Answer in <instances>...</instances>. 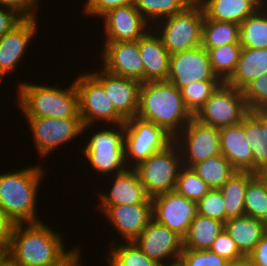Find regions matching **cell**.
I'll list each match as a JSON object with an SVG mask.
<instances>
[{
	"label": "cell",
	"instance_id": "3",
	"mask_svg": "<svg viewBox=\"0 0 267 266\" xmlns=\"http://www.w3.org/2000/svg\"><path fill=\"white\" fill-rule=\"evenodd\" d=\"M45 173L42 165L37 164L0 174V208L17 224L41 221L37 217L36 197Z\"/></svg>",
	"mask_w": 267,
	"mask_h": 266
},
{
	"label": "cell",
	"instance_id": "49",
	"mask_svg": "<svg viewBox=\"0 0 267 266\" xmlns=\"http://www.w3.org/2000/svg\"><path fill=\"white\" fill-rule=\"evenodd\" d=\"M226 266H252L248 256L236 260L227 261Z\"/></svg>",
	"mask_w": 267,
	"mask_h": 266
},
{
	"label": "cell",
	"instance_id": "42",
	"mask_svg": "<svg viewBox=\"0 0 267 266\" xmlns=\"http://www.w3.org/2000/svg\"><path fill=\"white\" fill-rule=\"evenodd\" d=\"M209 250L225 258L227 261L236 260L243 257V255L238 250L235 241L224 229L213 241Z\"/></svg>",
	"mask_w": 267,
	"mask_h": 266
},
{
	"label": "cell",
	"instance_id": "40",
	"mask_svg": "<svg viewBox=\"0 0 267 266\" xmlns=\"http://www.w3.org/2000/svg\"><path fill=\"white\" fill-rule=\"evenodd\" d=\"M197 214L226 222L224 199L219 189H211L196 203Z\"/></svg>",
	"mask_w": 267,
	"mask_h": 266
},
{
	"label": "cell",
	"instance_id": "20",
	"mask_svg": "<svg viewBox=\"0 0 267 266\" xmlns=\"http://www.w3.org/2000/svg\"><path fill=\"white\" fill-rule=\"evenodd\" d=\"M101 212L124 242L134 241L154 219L152 198L146 204L106 206Z\"/></svg>",
	"mask_w": 267,
	"mask_h": 266
},
{
	"label": "cell",
	"instance_id": "6",
	"mask_svg": "<svg viewBox=\"0 0 267 266\" xmlns=\"http://www.w3.org/2000/svg\"><path fill=\"white\" fill-rule=\"evenodd\" d=\"M124 138V124L106 125L88 137L89 141L82 146L84 148L81 149V154L85 156L94 173L98 172L99 176L105 177L107 174L114 175L128 168L125 161Z\"/></svg>",
	"mask_w": 267,
	"mask_h": 266
},
{
	"label": "cell",
	"instance_id": "1",
	"mask_svg": "<svg viewBox=\"0 0 267 266\" xmlns=\"http://www.w3.org/2000/svg\"><path fill=\"white\" fill-rule=\"evenodd\" d=\"M52 229V230H51ZM62 234L44 222L16 224L10 249L9 266H53L60 264L75 248L66 249Z\"/></svg>",
	"mask_w": 267,
	"mask_h": 266
},
{
	"label": "cell",
	"instance_id": "17",
	"mask_svg": "<svg viewBox=\"0 0 267 266\" xmlns=\"http://www.w3.org/2000/svg\"><path fill=\"white\" fill-rule=\"evenodd\" d=\"M134 242L143 253L159 264L180 257L183 251V238L154 219Z\"/></svg>",
	"mask_w": 267,
	"mask_h": 266
},
{
	"label": "cell",
	"instance_id": "5",
	"mask_svg": "<svg viewBox=\"0 0 267 266\" xmlns=\"http://www.w3.org/2000/svg\"><path fill=\"white\" fill-rule=\"evenodd\" d=\"M204 16L202 5L194 1L184 11L156 22L152 28H156L155 32L172 55L201 46Z\"/></svg>",
	"mask_w": 267,
	"mask_h": 266
},
{
	"label": "cell",
	"instance_id": "28",
	"mask_svg": "<svg viewBox=\"0 0 267 266\" xmlns=\"http://www.w3.org/2000/svg\"><path fill=\"white\" fill-rule=\"evenodd\" d=\"M223 229L220 220L196 214L183 238V249L208 250Z\"/></svg>",
	"mask_w": 267,
	"mask_h": 266
},
{
	"label": "cell",
	"instance_id": "22",
	"mask_svg": "<svg viewBox=\"0 0 267 266\" xmlns=\"http://www.w3.org/2000/svg\"><path fill=\"white\" fill-rule=\"evenodd\" d=\"M138 44L144 67V82L167 81L171 54L155 29L150 28L138 39Z\"/></svg>",
	"mask_w": 267,
	"mask_h": 266
},
{
	"label": "cell",
	"instance_id": "41",
	"mask_svg": "<svg viewBox=\"0 0 267 266\" xmlns=\"http://www.w3.org/2000/svg\"><path fill=\"white\" fill-rule=\"evenodd\" d=\"M187 266H226L227 260L211 250L183 249L180 255Z\"/></svg>",
	"mask_w": 267,
	"mask_h": 266
},
{
	"label": "cell",
	"instance_id": "45",
	"mask_svg": "<svg viewBox=\"0 0 267 266\" xmlns=\"http://www.w3.org/2000/svg\"><path fill=\"white\" fill-rule=\"evenodd\" d=\"M16 224L17 223L0 208V253L7 255Z\"/></svg>",
	"mask_w": 267,
	"mask_h": 266
},
{
	"label": "cell",
	"instance_id": "23",
	"mask_svg": "<svg viewBox=\"0 0 267 266\" xmlns=\"http://www.w3.org/2000/svg\"><path fill=\"white\" fill-rule=\"evenodd\" d=\"M221 154L237 171L253 173L252 149L245 136L243 120L235 125L220 128Z\"/></svg>",
	"mask_w": 267,
	"mask_h": 266
},
{
	"label": "cell",
	"instance_id": "24",
	"mask_svg": "<svg viewBox=\"0 0 267 266\" xmlns=\"http://www.w3.org/2000/svg\"><path fill=\"white\" fill-rule=\"evenodd\" d=\"M208 19L241 24L264 5L263 0H199Z\"/></svg>",
	"mask_w": 267,
	"mask_h": 266
},
{
	"label": "cell",
	"instance_id": "35",
	"mask_svg": "<svg viewBox=\"0 0 267 266\" xmlns=\"http://www.w3.org/2000/svg\"><path fill=\"white\" fill-rule=\"evenodd\" d=\"M242 46L230 43L216 48L206 49L214 73L222 82H226L234 73Z\"/></svg>",
	"mask_w": 267,
	"mask_h": 266
},
{
	"label": "cell",
	"instance_id": "29",
	"mask_svg": "<svg viewBox=\"0 0 267 266\" xmlns=\"http://www.w3.org/2000/svg\"><path fill=\"white\" fill-rule=\"evenodd\" d=\"M255 175L248 171H237L219 189L224 199L226 221L230 218L245 215V190L247 183Z\"/></svg>",
	"mask_w": 267,
	"mask_h": 266
},
{
	"label": "cell",
	"instance_id": "44",
	"mask_svg": "<svg viewBox=\"0 0 267 266\" xmlns=\"http://www.w3.org/2000/svg\"><path fill=\"white\" fill-rule=\"evenodd\" d=\"M39 3L40 0H0V6L16 11L23 18H37Z\"/></svg>",
	"mask_w": 267,
	"mask_h": 266
},
{
	"label": "cell",
	"instance_id": "4",
	"mask_svg": "<svg viewBox=\"0 0 267 266\" xmlns=\"http://www.w3.org/2000/svg\"><path fill=\"white\" fill-rule=\"evenodd\" d=\"M17 101L24 117L67 118L81 117L78 91L74 81L68 88L38 85L22 81L17 85Z\"/></svg>",
	"mask_w": 267,
	"mask_h": 266
},
{
	"label": "cell",
	"instance_id": "34",
	"mask_svg": "<svg viewBox=\"0 0 267 266\" xmlns=\"http://www.w3.org/2000/svg\"><path fill=\"white\" fill-rule=\"evenodd\" d=\"M194 0H136L135 7L151 25L184 11Z\"/></svg>",
	"mask_w": 267,
	"mask_h": 266
},
{
	"label": "cell",
	"instance_id": "10",
	"mask_svg": "<svg viewBox=\"0 0 267 266\" xmlns=\"http://www.w3.org/2000/svg\"><path fill=\"white\" fill-rule=\"evenodd\" d=\"M248 112L242 90L222 82L193 118L220 129L240 123Z\"/></svg>",
	"mask_w": 267,
	"mask_h": 266
},
{
	"label": "cell",
	"instance_id": "31",
	"mask_svg": "<svg viewBox=\"0 0 267 266\" xmlns=\"http://www.w3.org/2000/svg\"><path fill=\"white\" fill-rule=\"evenodd\" d=\"M191 168L211 189H220L237 172L222 154L198 162Z\"/></svg>",
	"mask_w": 267,
	"mask_h": 266
},
{
	"label": "cell",
	"instance_id": "32",
	"mask_svg": "<svg viewBox=\"0 0 267 266\" xmlns=\"http://www.w3.org/2000/svg\"><path fill=\"white\" fill-rule=\"evenodd\" d=\"M267 5L240 24V44L245 48H267Z\"/></svg>",
	"mask_w": 267,
	"mask_h": 266
},
{
	"label": "cell",
	"instance_id": "38",
	"mask_svg": "<svg viewBox=\"0 0 267 266\" xmlns=\"http://www.w3.org/2000/svg\"><path fill=\"white\" fill-rule=\"evenodd\" d=\"M175 190L187 199L197 203L211 188L192 168L183 166L179 171Z\"/></svg>",
	"mask_w": 267,
	"mask_h": 266
},
{
	"label": "cell",
	"instance_id": "27",
	"mask_svg": "<svg viewBox=\"0 0 267 266\" xmlns=\"http://www.w3.org/2000/svg\"><path fill=\"white\" fill-rule=\"evenodd\" d=\"M245 136L252 149L253 173L267 170V142L262 130V111H249L243 118Z\"/></svg>",
	"mask_w": 267,
	"mask_h": 266
},
{
	"label": "cell",
	"instance_id": "30",
	"mask_svg": "<svg viewBox=\"0 0 267 266\" xmlns=\"http://www.w3.org/2000/svg\"><path fill=\"white\" fill-rule=\"evenodd\" d=\"M230 43H240V25L208 19L202 25V48L211 49Z\"/></svg>",
	"mask_w": 267,
	"mask_h": 266
},
{
	"label": "cell",
	"instance_id": "8",
	"mask_svg": "<svg viewBox=\"0 0 267 266\" xmlns=\"http://www.w3.org/2000/svg\"><path fill=\"white\" fill-rule=\"evenodd\" d=\"M124 129V152L128 167H135L174 142V137L164 128L137 116L128 119Z\"/></svg>",
	"mask_w": 267,
	"mask_h": 266
},
{
	"label": "cell",
	"instance_id": "9",
	"mask_svg": "<svg viewBox=\"0 0 267 266\" xmlns=\"http://www.w3.org/2000/svg\"><path fill=\"white\" fill-rule=\"evenodd\" d=\"M74 80L78 91L79 114L84 128L89 129L96 122L106 125L124 124L126 121L117 113L103 86L88 72Z\"/></svg>",
	"mask_w": 267,
	"mask_h": 266
},
{
	"label": "cell",
	"instance_id": "47",
	"mask_svg": "<svg viewBox=\"0 0 267 266\" xmlns=\"http://www.w3.org/2000/svg\"><path fill=\"white\" fill-rule=\"evenodd\" d=\"M252 266H267V232L248 255Z\"/></svg>",
	"mask_w": 267,
	"mask_h": 266
},
{
	"label": "cell",
	"instance_id": "36",
	"mask_svg": "<svg viewBox=\"0 0 267 266\" xmlns=\"http://www.w3.org/2000/svg\"><path fill=\"white\" fill-rule=\"evenodd\" d=\"M244 207L245 215L264 221L267 224V189L257 175L247 183Z\"/></svg>",
	"mask_w": 267,
	"mask_h": 266
},
{
	"label": "cell",
	"instance_id": "33",
	"mask_svg": "<svg viewBox=\"0 0 267 266\" xmlns=\"http://www.w3.org/2000/svg\"><path fill=\"white\" fill-rule=\"evenodd\" d=\"M112 241L107 251L108 256L107 266H159V263L150 259L141 249L136 245L134 241L120 242Z\"/></svg>",
	"mask_w": 267,
	"mask_h": 266
},
{
	"label": "cell",
	"instance_id": "25",
	"mask_svg": "<svg viewBox=\"0 0 267 266\" xmlns=\"http://www.w3.org/2000/svg\"><path fill=\"white\" fill-rule=\"evenodd\" d=\"M224 230L235 241L243 256H248L262 236L267 232L264 221L247 215L230 218L224 223Z\"/></svg>",
	"mask_w": 267,
	"mask_h": 266
},
{
	"label": "cell",
	"instance_id": "11",
	"mask_svg": "<svg viewBox=\"0 0 267 266\" xmlns=\"http://www.w3.org/2000/svg\"><path fill=\"white\" fill-rule=\"evenodd\" d=\"M39 157H47L83 133L81 117L50 118L25 117Z\"/></svg>",
	"mask_w": 267,
	"mask_h": 266
},
{
	"label": "cell",
	"instance_id": "7",
	"mask_svg": "<svg viewBox=\"0 0 267 266\" xmlns=\"http://www.w3.org/2000/svg\"><path fill=\"white\" fill-rule=\"evenodd\" d=\"M182 167L179 148L173 142L166 149L152 154L133 168L146 193L152 198L155 195L175 190Z\"/></svg>",
	"mask_w": 267,
	"mask_h": 266
},
{
	"label": "cell",
	"instance_id": "43",
	"mask_svg": "<svg viewBox=\"0 0 267 266\" xmlns=\"http://www.w3.org/2000/svg\"><path fill=\"white\" fill-rule=\"evenodd\" d=\"M136 0H87L84 4V13L99 19L109 10L120 6L135 5Z\"/></svg>",
	"mask_w": 267,
	"mask_h": 266
},
{
	"label": "cell",
	"instance_id": "26",
	"mask_svg": "<svg viewBox=\"0 0 267 266\" xmlns=\"http://www.w3.org/2000/svg\"><path fill=\"white\" fill-rule=\"evenodd\" d=\"M266 74L267 48L242 47L236 69L226 83L242 90L251 81Z\"/></svg>",
	"mask_w": 267,
	"mask_h": 266
},
{
	"label": "cell",
	"instance_id": "14",
	"mask_svg": "<svg viewBox=\"0 0 267 266\" xmlns=\"http://www.w3.org/2000/svg\"><path fill=\"white\" fill-rule=\"evenodd\" d=\"M202 80H220L212 69L206 49L199 46L170 56L167 81L180 90L192 82Z\"/></svg>",
	"mask_w": 267,
	"mask_h": 266
},
{
	"label": "cell",
	"instance_id": "48",
	"mask_svg": "<svg viewBox=\"0 0 267 266\" xmlns=\"http://www.w3.org/2000/svg\"><path fill=\"white\" fill-rule=\"evenodd\" d=\"M76 246V248L60 263L53 266H82L81 262V249Z\"/></svg>",
	"mask_w": 267,
	"mask_h": 266
},
{
	"label": "cell",
	"instance_id": "52",
	"mask_svg": "<svg viewBox=\"0 0 267 266\" xmlns=\"http://www.w3.org/2000/svg\"><path fill=\"white\" fill-rule=\"evenodd\" d=\"M256 175L263 181L267 189V170L261 171Z\"/></svg>",
	"mask_w": 267,
	"mask_h": 266
},
{
	"label": "cell",
	"instance_id": "51",
	"mask_svg": "<svg viewBox=\"0 0 267 266\" xmlns=\"http://www.w3.org/2000/svg\"><path fill=\"white\" fill-rule=\"evenodd\" d=\"M262 130H265V139L267 142V111H262Z\"/></svg>",
	"mask_w": 267,
	"mask_h": 266
},
{
	"label": "cell",
	"instance_id": "53",
	"mask_svg": "<svg viewBox=\"0 0 267 266\" xmlns=\"http://www.w3.org/2000/svg\"><path fill=\"white\" fill-rule=\"evenodd\" d=\"M7 265V255L0 253V266Z\"/></svg>",
	"mask_w": 267,
	"mask_h": 266
},
{
	"label": "cell",
	"instance_id": "21",
	"mask_svg": "<svg viewBox=\"0 0 267 266\" xmlns=\"http://www.w3.org/2000/svg\"><path fill=\"white\" fill-rule=\"evenodd\" d=\"M113 178L108 193H98L99 205L102 211L106 206L146 204L151 197L141 184L136 170L128 167L126 170L111 175Z\"/></svg>",
	"mask_w": 267,
	"mask_h": 266
},
{
	"label": "cell",
	"instance_id": "46",
	"mask_svg": "<svg viewBox=\"0 0 267 266\" xmlns=\"http://www.w3.org/2000/svg\"><path fill=\"white\" fill-rule=\"evenodd\" d=\"M23 19L16 11L0 6V38L11 31Z\"/></svg>",
	"mask_w": 267,
	"mask_h": 266
},
{
	"label": "cell",
	"instance_id": "12",
	"mask_svg": "<svg viewBox=\"0 0 267 266\" xmlns=\"http://www.w3.org/2000/svg\"><path fill=\"white\" fill-rule=\"evenodd\" d=\"M182 164L191 168L194 164L221 154L220 129L204 125L192 118L174 137Z\"/></svg>",
	"mask_w": 267,
	"mask_h": 266
},
{
	"label": "cell",
	"instance_id": "16",
	"mask_svg": "<svg viewBox=\"0 0 267 266\" xmlns=\"http://www.w3.org/2000/svg\"><path fill=\"white\" fill-rule=\"evenodd\" d=\"M89 73L103 86L117 113L125 120L137 116L141 83L112 74L102 67Z\"/></svg>",
	"mask_w": 267,
	"mask_h": 266
},
{
	"label": "cell",
	"instance_id": "39",
	"mask_svg": "<svg viewBox=\"0 0 267 266\" xmlns=\"http://www.w3.org/2000/svg\"><path fill=\"white\" fill-rule=\"evenodd\" d=\"M242 93L249 111H267V74L247 84Z\"/></svg>",
	"mask_w": 267,
	"mask_h": 266
},
{
	"label": "cell",
	"instance_id": "37",
	"mask_svg": "<svg viewBox=\"0 0 267 266\" xmlns=\"http://www.w3.org/2000/svg\"><path fill=\"white\" fill-rule=\"evenodd\" d=\"M221 83V80H202L192 82L180 89L184 104L193 116Z\"/></svg>",
	"mask_w": 267,
	"mask_h": 266
},
{
	"label": "cell",
	"instance_id": "2",
	"mask_svg": "<svg viewBox=\"0 0 267 266\" xmlns=\"http://www.w3.org/2000/svg\"><path fill=\"white\" fill-rule=\"evenodd\" d=\"M137 117L164 128L175 137L193 118L180 90L169 81L141 83Z\"/></svg>",
	"mask_w": 267,
	"mask_h": 266
},
{
	"label": "cell",
	"instance_id": "18",
	"mask_svg": "<svg viewBox=\"0 0 267 266\" xmlns=\"http://www.w3.org/2000/svg\"><path fill=\"white\" fill-rule=\"evenodd\" d=\"M101 18L105 42L137 41L152 28L135 5L116 7Z\"/></svg>",
	"mask_w": 267,
	"mask_h": 266
},
{
	"label": "cell",
	"instance_id": "19",
	"mask_svg": "<svg viewBox=\"0 0 267 266\" xmlns=\"http://www.w3.org/2000/svg\"><path fill=\"white\" fill-rule=\"evenodd\" d=\"M38 27L37 18H24L0 38V81L14 71L28 53V46L35 39Z\"/></svg>",
	"mask_w": 267,
	"mask_h": 266
},
{
	"label": "cell",
	"instance_id": "15",
	"mask_svg": "<svg viewBox=\"0 0 267 266\" xmlns=\"http://www.w3.org/2000/svg\"><path fill=\"white\" fill-rule=\"evenodd\" d=\"M101 52V67L118 76L144 82V67L137 41L105 42Z\"/></svg>",
	"mask_w": 267,
	"mask_h": 266
},
{
	"label": "cell",
	"instance_id": "13",
	"mask_svg": "<svg viewBox=\"0 0 267 266\" xmlns=\"http://www.w3.org/2000/svg\"><path fill=\"white\" fill-rule=\"evenodd\" d=\"M154 220L184 238L197 214L196 202L176 190L152 197Z\"/></svg>",
	"mask_w": 267,
	"mask_h": 266
},
{
	"label": "cell",
	"instance_id": "50",
	"mask_svg": "<svg viewBox=\"0 0 267 266\" xmlns=\"http://www.w3.org/2000/svg\"><path fill=\"white\" fill-rule=\"evenodd\" d=\"M159 266H187L184 259L180 256L175 259L168 260L162 264H159Z\"/></svg>",
	"mask_w": 267,
	"mask_h": 266
},
{
	"label": "cell",
	"instance_id": "54",
	"mask_svg": "<svg viewBox=\"0 0 267 266\" xmlns=\"http://www.w3.org/2000/svg\"><path fill=\"white\" fill-rule=\"evenodd\" d=\"M264 4L267 5V0H263Z\"/></svg>",
	"mask_w": 267,
	"mask_h": 266
}]
</instances>
